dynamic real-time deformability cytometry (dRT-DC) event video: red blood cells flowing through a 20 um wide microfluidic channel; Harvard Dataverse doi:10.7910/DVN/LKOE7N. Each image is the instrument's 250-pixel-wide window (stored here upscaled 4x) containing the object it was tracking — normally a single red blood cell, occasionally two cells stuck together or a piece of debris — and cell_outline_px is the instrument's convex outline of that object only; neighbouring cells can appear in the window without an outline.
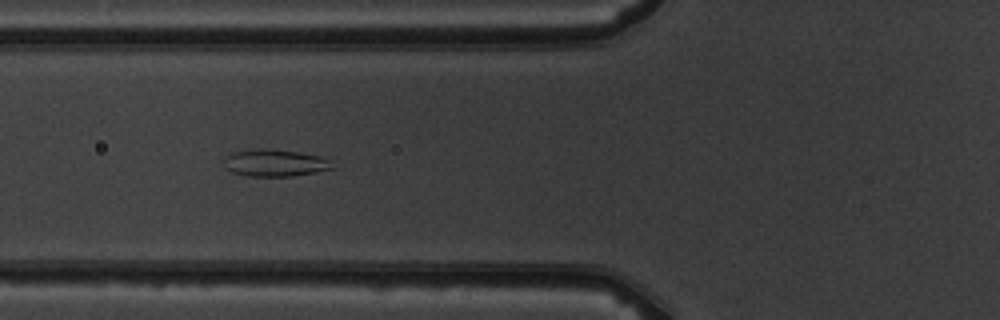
{"species": "common noctule bat (a hibernating species)", "species_latin": "Nyctalus noctula", "temperature_condition": "warm", "stored_images_in_passage": 9, "camera_frame_rate_fps": 3000, "um_per_image_px": 0.085, "animal": {"sex": "male", "body_mass_g": 19.5, "forearm_length_mm": 54.6}, "frame": {"image": 1, "passage_image": 6, "time_ms": 5.667, "image_size_px": [1000, 320], "cell_outline_px": [[332, 168], [316, 172], [292, 176], [248, 176], [232, 172], [224, 168], [224, 160], [232, 152], [260, 148], [296, 152], [320, 156], [328, 160]], "centroid_in_image_um": [23.3, 13.85], "position_along_channel_um": 102.5, "area_um2": 16.76}}
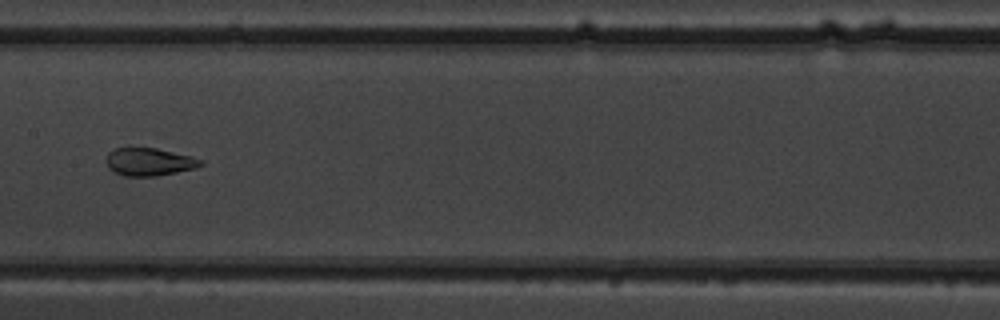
{"frame": {"image": 2, "passage_image": 8, "time_ms": 8.0, "image_size_px": [1000, 320], "cell_outline_px": [[204, 164], [196, 168], [156, 176], [124, 176], [108, 168], [104, 160], [108, 152], [116, 148], [156, 148], [192, 156], [204, 160]], "centroid_in_image_um": [12.68, 13.75], "position_along_channel_um": 194.7, "area_um2": 15.43}}
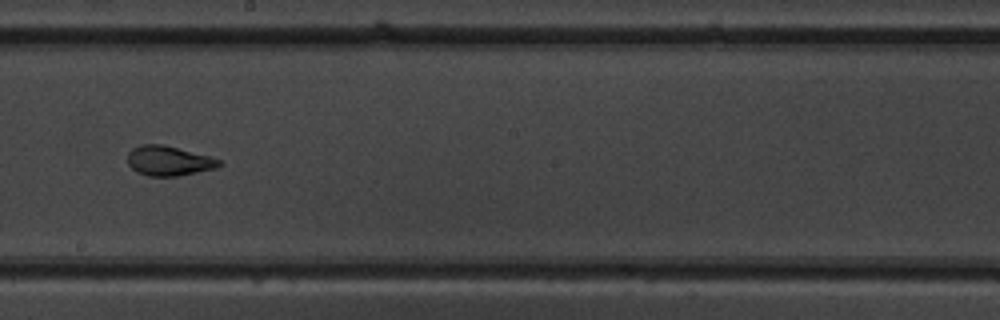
{"frame": {"image": 3, "passage_image": 9, "time_ms": 9.0, "image_size_px": [1000, 320], "cell_outline_px": [[224, 164], [216, 168], [180, 176], [148, 176], [136, 172], [128, 164], [128, 152], [132, 148], [140, 144], [160, 144], [208, 156], [220, 160]], "centroid_in_image_um": [14.32, 13.68], "position_along_channel_um": 233.9, "area_um2": 15.84}}